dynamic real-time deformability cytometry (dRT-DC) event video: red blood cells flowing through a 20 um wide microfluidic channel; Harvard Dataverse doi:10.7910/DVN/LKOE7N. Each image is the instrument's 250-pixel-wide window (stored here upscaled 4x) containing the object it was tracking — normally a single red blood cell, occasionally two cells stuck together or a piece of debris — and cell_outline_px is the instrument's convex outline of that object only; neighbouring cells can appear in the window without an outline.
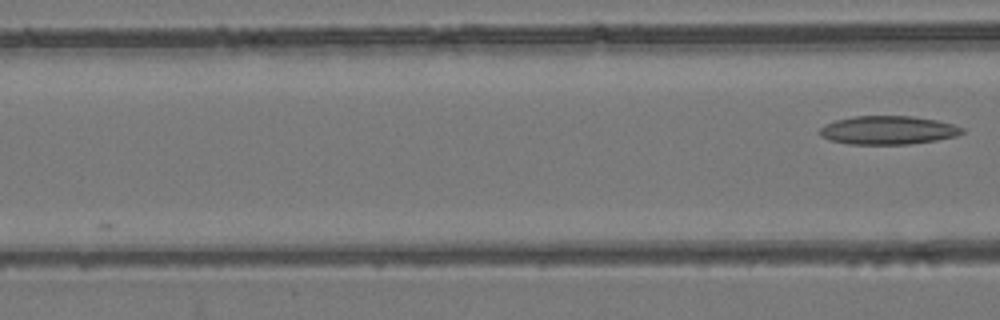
{"species": "common noctule bat (a hibernating species)", "species_latin": "Nyctalus noctula", "temperature_condition": "room temperature", "stored_images_in_passage": 6, "camera_frame_rate_fps": 3000, "um_per_image_px": 0.085, "animal": {"sex": "female", "body_mass_g": 24.6, "forearm_length_mm": 56.2}, "frame": {"image": 1, "passage_image": 6, "time_ms": 6.0, "image_size_px": [1000, 320], "cell_outline_px": [[964, 132], [956, 136], [936, 140], [908, 144], [848, 144], [828, 140], [820, 136], [820, 128], [824, 124], [836, 120], [852, 116], [912, 116], [936, 120], [952, 124], [964, 128]], "centroid_in_image_um": [75.45, 11.06], "position_along_channel_um": 91.1, "area_um2": 23.7}}